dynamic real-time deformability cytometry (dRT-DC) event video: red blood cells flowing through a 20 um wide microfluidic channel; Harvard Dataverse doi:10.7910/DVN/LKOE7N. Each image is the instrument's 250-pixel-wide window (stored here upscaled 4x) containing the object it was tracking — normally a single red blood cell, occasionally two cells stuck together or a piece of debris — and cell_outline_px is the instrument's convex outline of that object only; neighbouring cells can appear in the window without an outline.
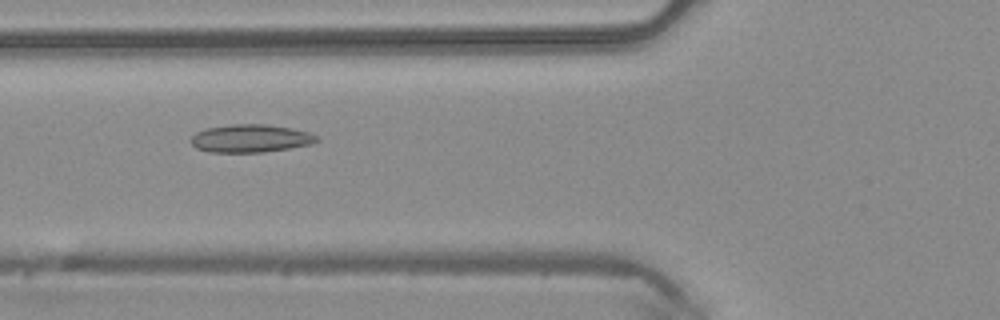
{"species": "common noctule bat (a hibernating species)", "species_latin": "Nyctalus noctula", "temperature_condition": "warm", "stored_images_in_passage": 31, "camera_frame_rate_fps": 3000, "um_per_image_px": 0.085, "animal": {"sex": "male", "body_mass_g": 20.4}, "frame": {"image": 1, "passage_image": 4, "time_ms": 1.0, "image_size_px": [1000, 320], "cell_outline_px": [[320, 140], [312, 144], [264, 152], [208, 152], [196, 148], [188, 140], [196, 132], [204, 128], [232, 124], [264, 124], [292, 128], [308, 132], [320, 136]], "centroid_in_image_um": [21.29, 11.76], "position_along_channel_um": 104.5, "area_um2": 20.69}}
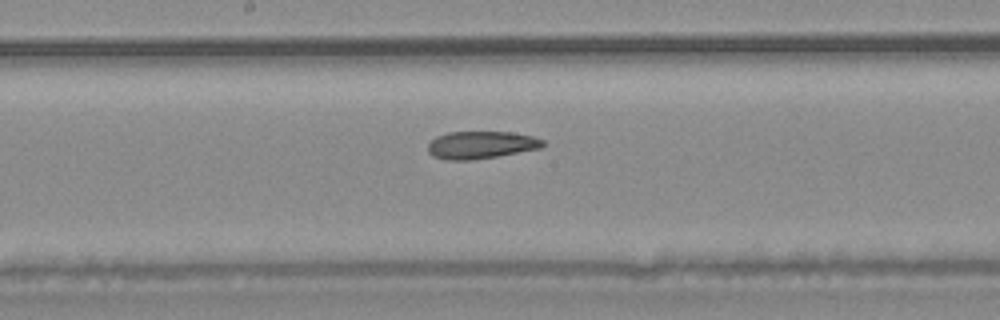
{"frame": {"image": 2, "passage_image": 11, "time_ms": 3.333, "image_size_px": [1000, 320], "cell_outline_px": [[544, 144], [540, 148], [496, 156], [468, 160], [448, 160], [432, 156], [428, 152], [428, 144], [436, 136], [448, 132], [512, 132], [532, 136], [544, 140]], "centroid_in_image_um": [40.85, 12.31], "position_along_channel_um": 207.3, "area_um2": 18.26}}
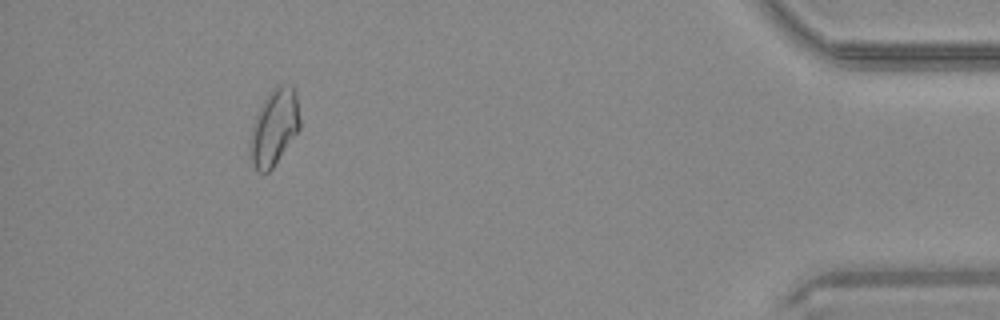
{"frame": {"image": 3, "passage_image": 29, "time_ms": 9.333, "image_size_px": [1000, 320], "cell_outline_px": [[300, 128], [272, 168], [268, 172], [256, 172], [248, 156], [248, 148], [252, 124], [264, 100], [272, 88], [276, 84], [292, 84], [296, 88], [300, 120]], "centroid_in_image_um": [23.29, 10.81], "position_along_channel_um": 411.9, "area_um2": 22.48}}